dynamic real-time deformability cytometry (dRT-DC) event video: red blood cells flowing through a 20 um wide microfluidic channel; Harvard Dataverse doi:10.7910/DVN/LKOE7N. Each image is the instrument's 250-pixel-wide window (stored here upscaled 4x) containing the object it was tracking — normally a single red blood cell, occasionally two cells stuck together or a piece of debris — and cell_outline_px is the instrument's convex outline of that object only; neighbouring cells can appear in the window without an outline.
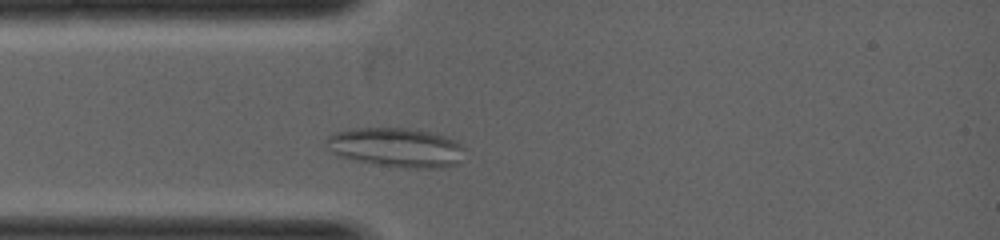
{"species": "common noctule bat (a hibernating species)", "species_latin": "Nyctalus noctula", "temperature_condition": "warm", "stored_images_in_passage": 5, "camera_frame_rate_fps": 5000, "um_per_image_px": 0.085, "animal": {"sex": "female", "body_mass_g": 19.0, "forearm_length_mm": 53.3}, "frame": {"image": 1, "passage_image": 3, "time_ms": 0.8, "image_size_px": [1000, 240], "cell_outline_px": [[464, 148], [460, 164], [444, 168], [408, 168], [356, 160], [336, 156], [328, 148], [324, 140], [328, 136], [336, 132], [356, 128], [408, 128], [428, 132], [444, 136], [456, 140]], "centroid_in_image_um": [33.7, 12.54], "position_along_channel_um": 51.3, "area_um2": 31.62}}
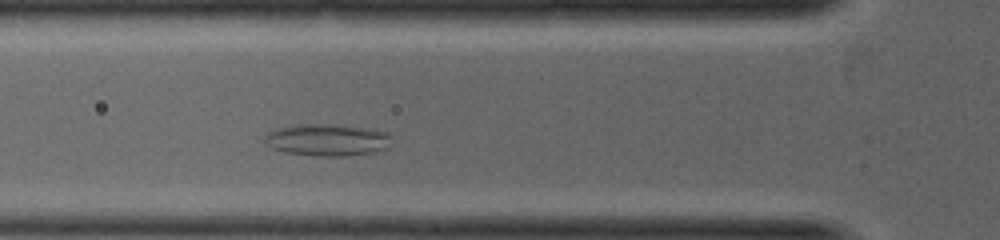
{"frame": {"image": 2, "passage_image": 5, "time_ms": 1.4, "image_size_px": [1000, 240], "cell_outline_px": [[392, 136], [384, 148], [372, 152], [344, 156], [320, 156], [284, 152], [272, 148], [264, 140], [264, 136], [268, 132], [276, 128], [300, 124], [324, 124], [376, 128], [388, 132]], "centroid_in_image_um": [27.8, 11.87], "position_along_channel_um": 98.0, "area_um2": 23.58}}